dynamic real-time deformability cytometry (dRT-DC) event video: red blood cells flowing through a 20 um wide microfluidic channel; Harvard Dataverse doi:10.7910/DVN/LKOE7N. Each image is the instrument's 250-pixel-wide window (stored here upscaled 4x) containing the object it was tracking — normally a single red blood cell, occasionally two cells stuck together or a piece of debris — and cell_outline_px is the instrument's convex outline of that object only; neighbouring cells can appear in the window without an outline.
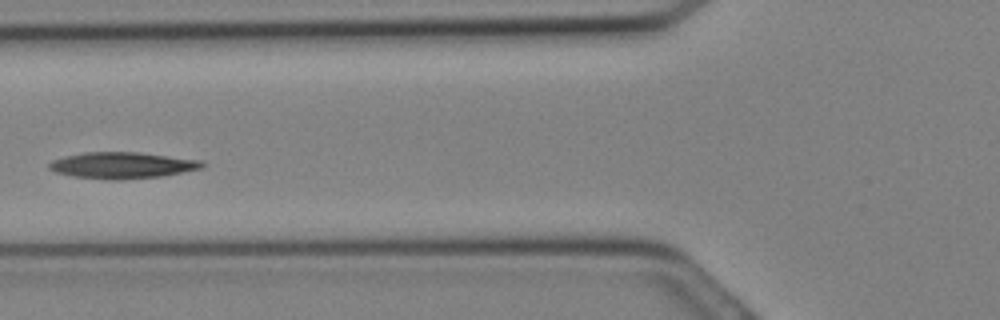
{"species": "Egyptian fruit bat (a non-hibernating species)", "species_latin": "Rousettus aegyptiacus", "temperature_condition": "cold", "stored_images_in_passage": 13, "camera_frame_rate_fps": 3000, "um_per_image_px": 0.085, "animal": {"sex": "female"}, "frame": {"image": 1, "passage_image": 10, "time_ms": 3.0, "image_size_px": [1000, 320], "cell_outline_px": [[204, 168], [160, 176], [120, 180], [112, 180], [72, 176], [56, 172], [48, 168], [48, 164], [52, 160], [64, 156], [84, 152], [140, 152], [204, 160]], "centroid_in_image_um": [10.41, 14.04], "position_along_channel_um": 115.4, "area_um2": 23.64}}
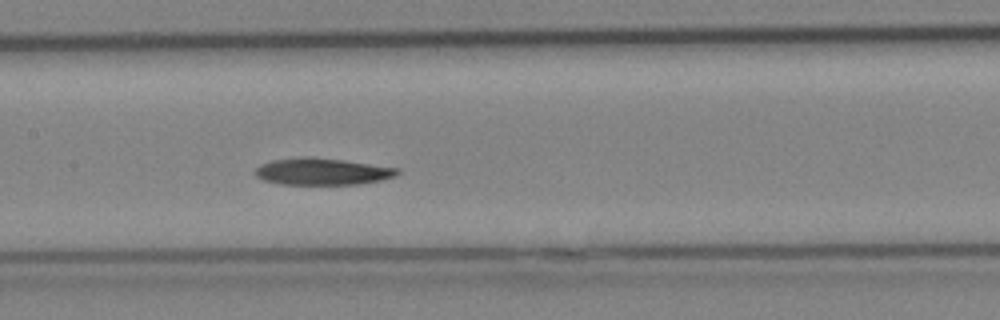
{"frame": {"image": 2, "passage_image": 13, "time_ms": 4.0, "image_size_px": [1000, 320], "cell_outline_px": [[400, 172], [396, 176], [380, 180], [356, 184], [280, 184], [264, 180], [256, 176], [256, 168], [260, 164], [272, 160], [304, 156], [312, 156], [344, 160], [400, 168]], "centroid_in_image_um": [27.4, 14.56], "position_along_channel_um": 180.0, "area_um2": 22.25}}